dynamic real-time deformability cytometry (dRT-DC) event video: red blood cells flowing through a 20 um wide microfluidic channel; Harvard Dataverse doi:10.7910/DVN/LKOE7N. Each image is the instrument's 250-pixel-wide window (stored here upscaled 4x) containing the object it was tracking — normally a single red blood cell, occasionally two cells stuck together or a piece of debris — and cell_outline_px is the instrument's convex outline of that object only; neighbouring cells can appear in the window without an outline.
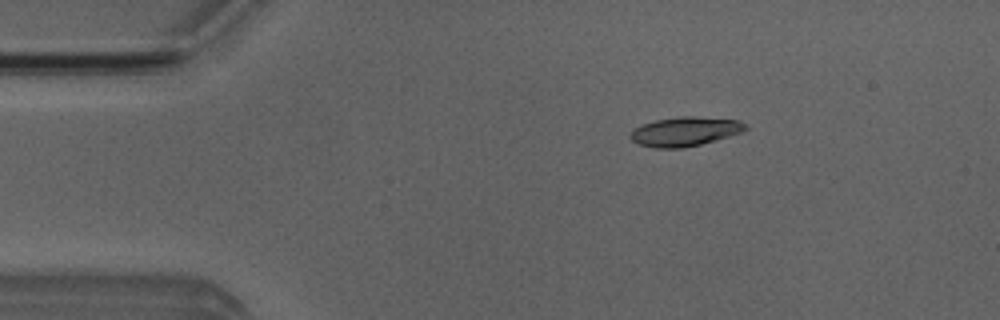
{"species": "Egyptian fruit bat (a non-hibernating species)", "species_latin": "Rousettus aegyptiacus", "temperature_condition": "room temperature", "stored_images_in_passage": 9, "camera_frame_rate_fps": 3000, "um_per_image_px": 0.085, "animal": {"sex": "male"}, "frame": {"image": 1, "passage_image": 3, "time_ms": 2.333, "image_size_px": [1000, 320], "cell_outline_px": [[748, 128], [740, 132], [728, 136], [700, 144], [680, 148], [656, 148], [640, 144], [632, 140], [628, 136], [636, 128], [644, 124], [656, 120], [680, 116], [692, 116], [740, 120]], "centroid_in_image_um": [58.21, 11.17], "position_along_channel_um": 26.8, "area_um2": 19.19}}
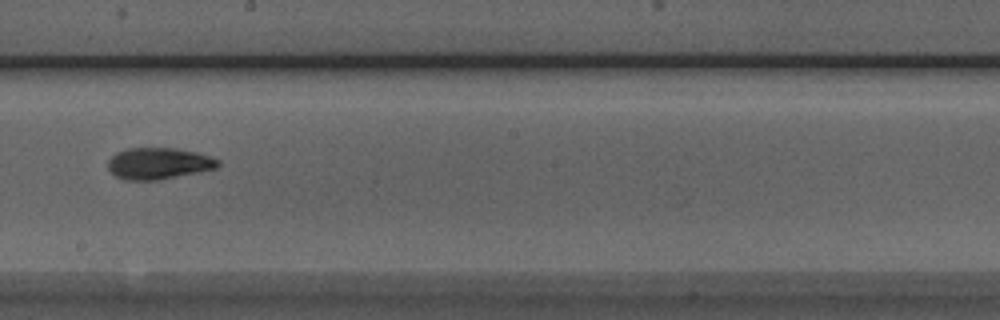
{"frame": {"image": 2, "passage_image": 9, "time_ms": 9.0, "image_size_px": [1000, 320], "cell_outline_px": [[220, 164], [216, 168], [200, 172], [156, 180], [124, 180], [116, 176], [108, 168], [108, 160], [116, 152], [128, 148], [176, 148], [196, 152], [220, 160]], "centroid_in_image_um": [13.48, 13.89], "position_along_channel_um": 234.7, "area_um2": 20.17}}